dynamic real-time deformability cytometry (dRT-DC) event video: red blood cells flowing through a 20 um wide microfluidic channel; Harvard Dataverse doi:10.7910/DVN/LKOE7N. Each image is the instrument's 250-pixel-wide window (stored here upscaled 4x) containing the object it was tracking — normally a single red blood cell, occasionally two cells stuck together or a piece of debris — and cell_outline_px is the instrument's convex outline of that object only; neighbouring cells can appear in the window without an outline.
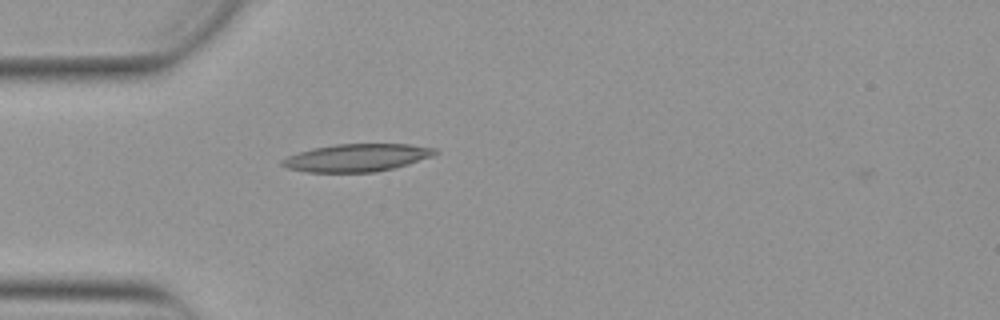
{"species": "Egyptian fruit bat (a non-hibernating species)", "species_latin": "Rousettus aegyptiacus", "temperature_condition": "warm", "stored_images_in_passage": 18, "camera_frame_rate_fps": 3000, "um_per_image_px": 0.085, "animal": {"sex": "female"}, "frame": {"image": 1, "passage_image": 4, "time_ms": 1.0, "image_size_px": [1000, 320], "cell_outline_px": [[440, 152], [432, 156], [408, 164], [376, 172], [308, 172], [288, 168], [280, 164], [280, 160], [288, 156], [312, 148], [336, 144], [408, 144], [436, 148]], "centroid_in_image_um": [30.34, 13.4], "position_along_channel_um": 54.7, "area_um2": 24.57}}
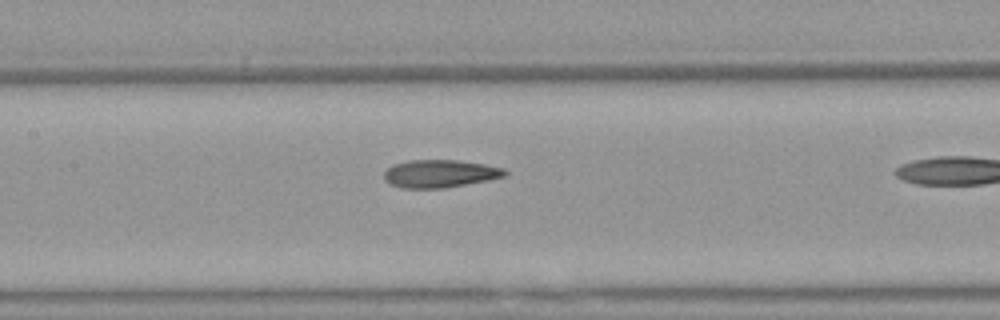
{"frame": {"image": 2, "passage_image": 10, "time_ms": 3.0, "image_size_px": [1000, 320], "cell_outline_px": [[508, 176], [488, 180], [444, 188], [404, 188], [392, 184], [384, 180], [384, 172], [392, 164], [408, 160], [460, 160], [484, 164], [504, 168], [508, 172]], "centroid_in_image_um": [37.42, 14.75], "position_along_channel_um": 170.0, "area_um2": 19.65}}
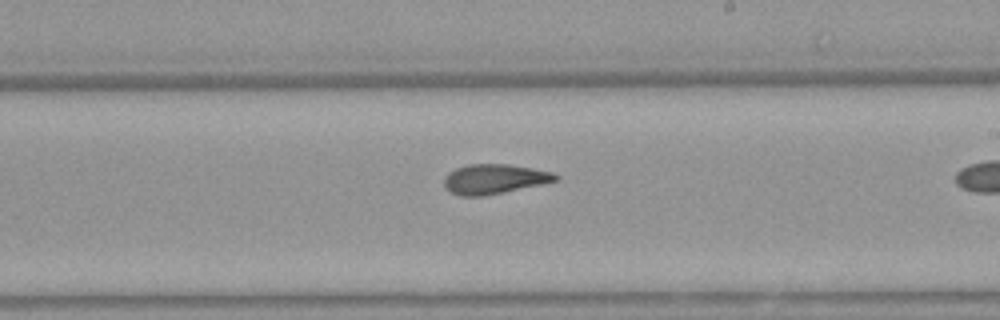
{"frame": {"image": 3, "passage_image": 16, "time_ms": 5.0, "image_size_px": [1000, 320], "cell_outline_px": [[560, 180], [544, 184], [484, 196], [460, 196], [444, 188], [444, 176], [448, 172], [456, 168], [468, 164], [508, 164], [532, 168], [552, 172], [560, 176]], "centroid_in_image_um": [42.03, 15.22], "position_along_channel_um": 247.0, "area_um2": 19.54}}